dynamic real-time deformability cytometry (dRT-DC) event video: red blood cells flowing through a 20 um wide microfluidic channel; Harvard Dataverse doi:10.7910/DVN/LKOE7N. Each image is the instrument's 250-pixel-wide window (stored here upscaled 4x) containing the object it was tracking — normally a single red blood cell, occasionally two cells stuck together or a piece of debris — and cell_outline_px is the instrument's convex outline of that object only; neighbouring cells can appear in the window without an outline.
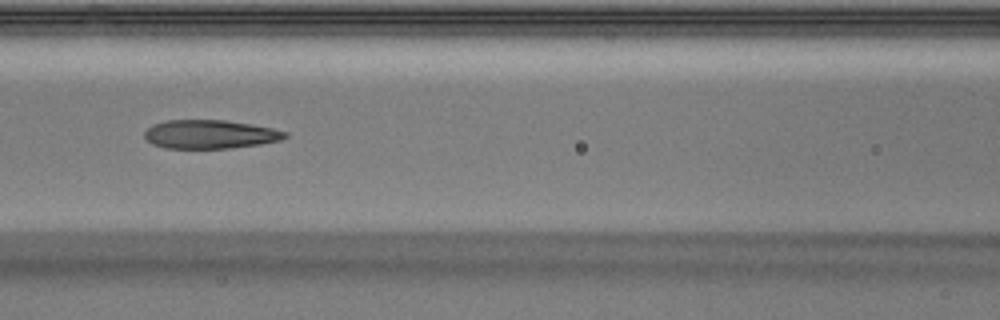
{"species": "Egyptian fruit bat (a non-hibernating species)", "species_latin": "Rousettus aegyptiacus", "temperature_condition": "warm", "stored_images_in_passage": 39, "camera_frame_rate_fps": 3000, "um_per_image_px": 0.085, "animal": {"sex": "male"}, "frame": {"image": 1, "passage_image": 17, "time_ms": 5.333, "image_size_px": [1000, 320], "cell_outline_px": [[288, 136], [280, 140], [260, 144], [228, 148], [168, 148], [152, 144], [144, 136], [144, 132], [152, 124], [164, 120], [224, 120], [252, 124], [272, 128], [288, 132]], "centroid_in_image_um": [17.85, 11.4], "position_along_channel_um": 148.8, "area_um2": 23.47}}